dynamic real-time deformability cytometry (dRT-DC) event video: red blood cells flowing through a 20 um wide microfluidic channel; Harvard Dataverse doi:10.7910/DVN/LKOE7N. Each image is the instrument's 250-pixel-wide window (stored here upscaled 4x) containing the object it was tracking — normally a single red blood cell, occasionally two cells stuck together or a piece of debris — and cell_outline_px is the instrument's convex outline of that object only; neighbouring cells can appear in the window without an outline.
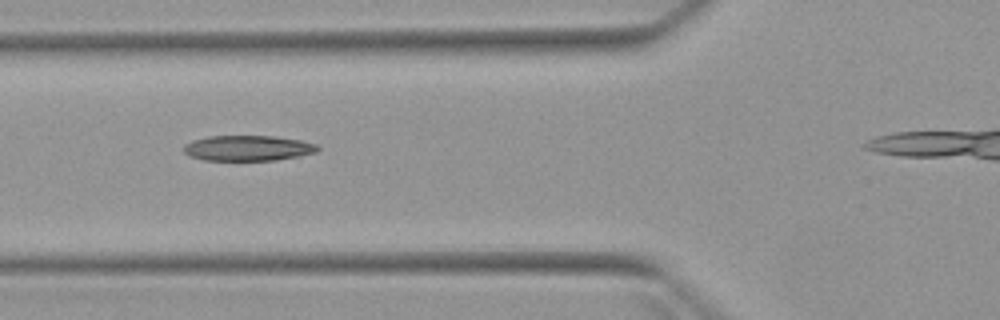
{"species": "Egyptian fruit bat (a non-hibernating species)", "species_latin": "Rousettus aegyptiacus", "temperature_condition": "warm", "stored_images_in_passage": 7, "segment_of_instrument_passage": [1, 2], "camera_frame_rate_fps": 3000, "um_per_image_px": 0.085, "animal": {"sex": "female"}, "frame": {"image": 1, "passage_image": 5, "time_ms": 4.667, "image_size_px": [1000, 320], "cell_outline_px": [[320, 148], [316, 152], [300, 156], [276, 160], [204, 160], [188, 156], [184, 152], [184, 144], [192, 140], [208, 136], [272, 136], [300, 140], [316, 144]], "centroid_in_image_um": [21.05, 12.59], "position_along_channel_um": 104.8, "area_um2": 19.88}}
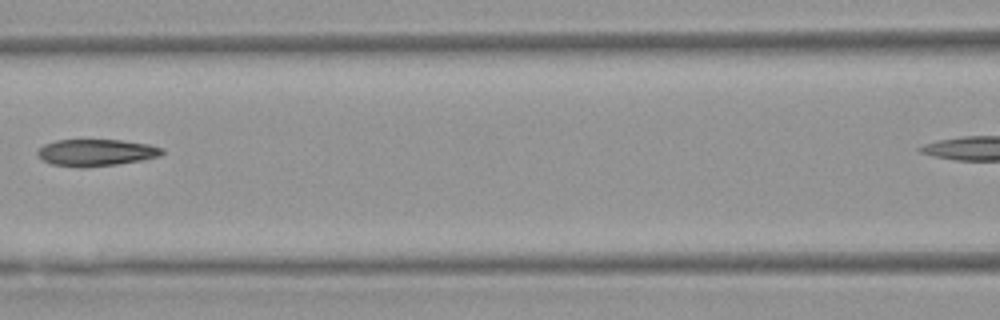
{"frame": {"image": 2, "passage_image": 6, "time_ms": 6.0, "image_size_px": [1000, 320], "cell_outline_px": [[164, 152], [160, 156], [140, 160], [116, 164], [84, 168], [80, 168], [52, 164], [44, 160], [36, 152], [44, 144], [56, 140], [120, 140], [148, 144], [160, 148]], "centroid_in_image_um": [8.14, 12.97], "position_along_channel_um": 158.5, "area_um2": 19.25}}